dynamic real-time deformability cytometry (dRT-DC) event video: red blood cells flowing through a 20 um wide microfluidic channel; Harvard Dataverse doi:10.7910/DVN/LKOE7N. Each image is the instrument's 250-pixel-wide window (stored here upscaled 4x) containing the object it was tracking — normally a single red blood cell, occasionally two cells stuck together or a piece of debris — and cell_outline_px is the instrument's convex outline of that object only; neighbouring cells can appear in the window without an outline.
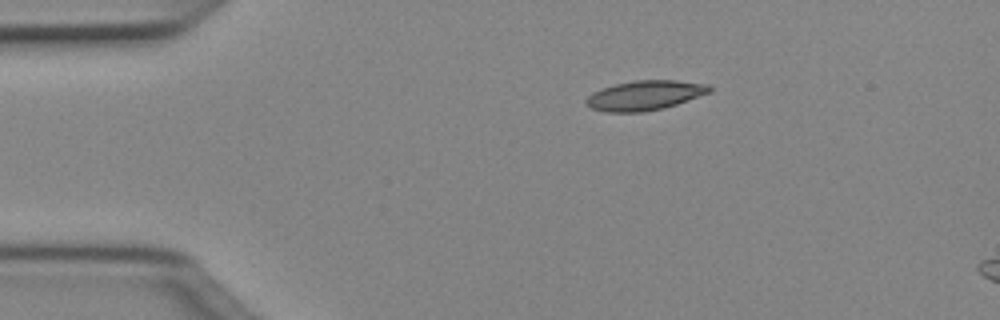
{"species": "Egyptian fruit bat (a non-hibernating species)", "species_latin": "Rousettus aegyptiacus", "temperature_condition": "cold", "stored_images_in_passage": 6, "camera_frame_rate_fps": 3000, "um_per_image_px": 0.085, "animal": {"sex": "female"}, "frame": {"image": 1, "passage_image": 1, "time_ms": 0.0, "image_size_px": [1000, 320], "cell_outline_px": [[712, 92], [664, 108], [640, 112], [604, 112], [592, 108], [584, 104], [584, 100], [592, 92], [616, 84], [636, 80], [676, 80], [708, 84], [712, 88]], "centroid_in_image_um": [54.81, 8.11], "position_along_channel_um": 30.2, "area_um2": 21.33}}